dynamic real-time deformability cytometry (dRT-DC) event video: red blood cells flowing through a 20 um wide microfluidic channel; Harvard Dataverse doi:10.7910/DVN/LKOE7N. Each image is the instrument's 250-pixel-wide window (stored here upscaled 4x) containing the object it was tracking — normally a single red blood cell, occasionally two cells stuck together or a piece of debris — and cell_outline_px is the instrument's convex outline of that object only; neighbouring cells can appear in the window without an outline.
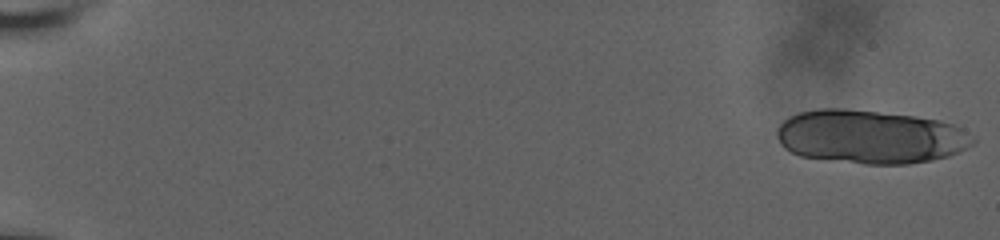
{"species": "human", "species_latin": "Homo sapiens", "temperature_condition": "room temperature", "stored_images_in_passage": 15, "camera_frame_rate_fps": 3000, "um_per_image_px": 0.085, "donor": {"sex": "male"}, "frame": {"image": 1, "passage_image": 1, "time_ms": 0.0, "image_size_px": [1000, 240], "cell_outline_px": [[976, 140], [972, 144], [948, 156], [932, 160], [908, 164], [864, 164], [800, 156], [784, 148], [780, 144], [776, 136], [776, 128], [788, 116], [800, 112], [820, 108], [844, 108], [912, 116], [940, 120], [952, 124], [960, 128]], "centroid_in_image_um": [73.91, 11.62], "position_along_channel_um": 11.1, "area_um2": 61.09}}
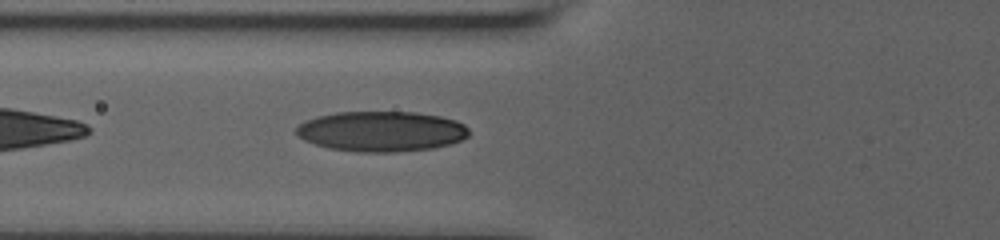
{"frame": {"image": 2, "passage_image": 15, "time_ms": 8.0, "image_size_px": [1000, 240], "cell_outline_px": [[468, 136], [460, 140], [448, 144], [432, 148], [396, 152], [360, 152], [328, 148], [304, 140], [296, 136], [296, 128], [304, 120], [336, 112], [416, 112], [440, 116], [456, 120], [464, 124], [468, 128]], "centroid_in_image_um": [32.4, 11.16], "position_along_channel_um": 93.4, "area_um2": 40.52}}